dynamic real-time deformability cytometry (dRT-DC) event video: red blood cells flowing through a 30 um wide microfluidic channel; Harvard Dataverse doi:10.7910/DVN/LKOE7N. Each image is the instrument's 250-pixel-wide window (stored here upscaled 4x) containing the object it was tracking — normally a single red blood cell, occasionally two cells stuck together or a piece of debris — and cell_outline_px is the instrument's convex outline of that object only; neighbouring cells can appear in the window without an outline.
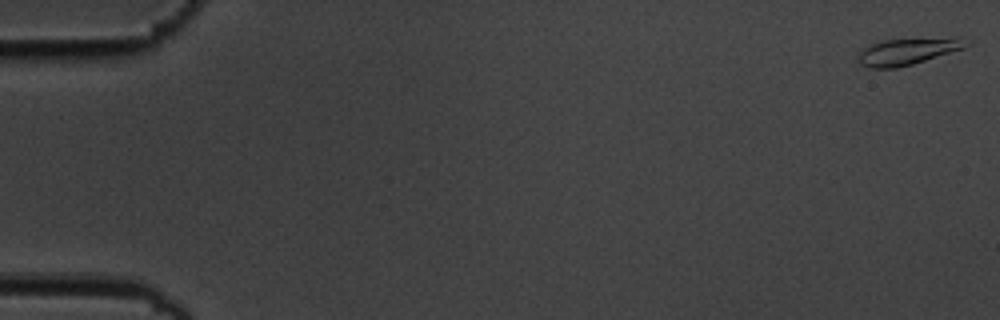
{"species": "common noctule bat (a hibernating species)", "species_latin": "Nyctalus noctula", "temperature_condition": "cold", "stored_images_in_passage": 57, "camera_frame_rate_fps": 3000, "um_per_image_px": 0.085, "animal": {"sex": "male", "body_mass_g": 19.5, "forearm_length_mm": 54.6}, "frame": {"image": 1, "passage_image": 1, "time_ms": 0.0, "image_size_px": [1000, 320], "cell_outline_px": [[972, 44], [964, 48], [912, 64], [896, 68], [868, 68], [860, 64], [860, 52], [864, 48], [872, 44], [884, 40], [956, 36], [964, 36], [972, 40]], "centroid_in_image_um": [77.31, 4.33], "position_along_channel_um": 7.7, "area_um2": 17.11}}
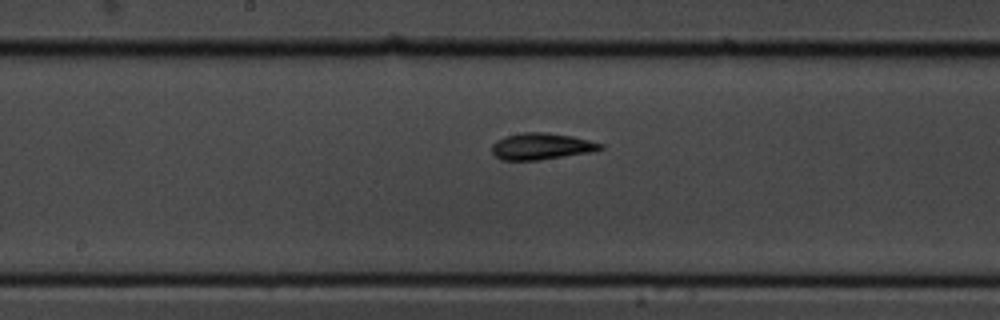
{"frame": {"image": 2, "passage_image": 30, "time_ms": 9.667, "image_size_px": [1000, 320], "cell_outline_px": [[604, 148], [592, 152], [540, 160], [500, 160], [492, 152], [492, 144], [496, 140], [508, 136], [524, 132], [544, 132], [572, 136], [604, 144]], "centroid_in_image_um": [46.03, 12.44], "position_along_channel_um": 202.2, "area_um2": 16.76}}
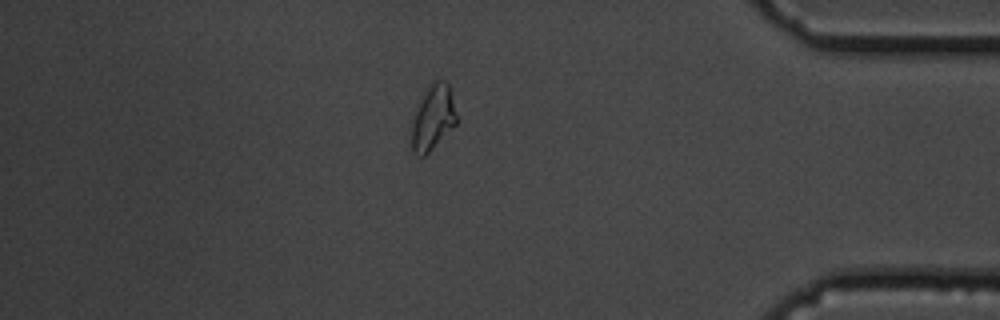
{"frame": {"image": 3, "passage_image": 49, "time_ms": 16.0, "image_size_px": [1000, 320], "cell_outline_px": [[456, 124], [424, 156], [416, 156], [412, 152], [412, 124], [416, 112], [428, 88], [436, 80], [448, 80], [456, 116]], "centroid_in_image_um": [36.81, 10.03], "position_along_channel_um": 398.4, "area_um2": 16.3}, "authors_computed_cell_mechanics": {"area_um2": 16.3574, "velocity_mm_per_s": 3.5926, "shape_relaxation_time_tau1_ms": 3.2849, "shape_relaxation_time_tau2_ms": 2.9534, "deformation_change_tau1": 0.116, "deformation_change_tau2": 0.0596}}